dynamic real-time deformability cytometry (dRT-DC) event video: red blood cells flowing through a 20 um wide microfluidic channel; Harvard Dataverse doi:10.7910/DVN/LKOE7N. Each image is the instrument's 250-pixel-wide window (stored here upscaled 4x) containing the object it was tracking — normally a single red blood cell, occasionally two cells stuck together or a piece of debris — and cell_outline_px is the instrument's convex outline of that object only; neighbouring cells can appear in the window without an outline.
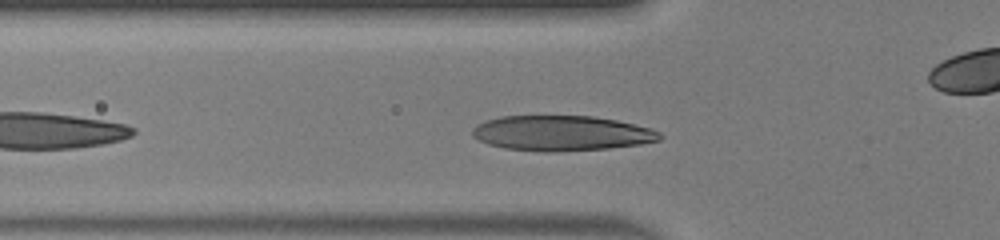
{"species": "human", "species_latin": "Homo sapiens", "temperature_condition": "warm", "stored_images_in_passage": 35, "camera_frame_rate_fps": 3000, "um_per_image_px": 0.085, "donor": {"sex": "male"}, "frame": {"image": 1, "passage_image": 5, "time_ms": 1.333, "image_size_px": [1000, 240], "cell_outline_px": [[664, 136], [660, 140], [640, 144], [608, 148], [552, 152], [548, 152], [504, 148], [488, 144], [472, 136], [472, 128], [476, 124], [500, 116], [592, 116], [616, 120], [652, 128], [660, 132]], "centroid_in_image_um": [47.74, 11.32], "position_along_channel_um": 78.1, "area_um2": 38.44}}
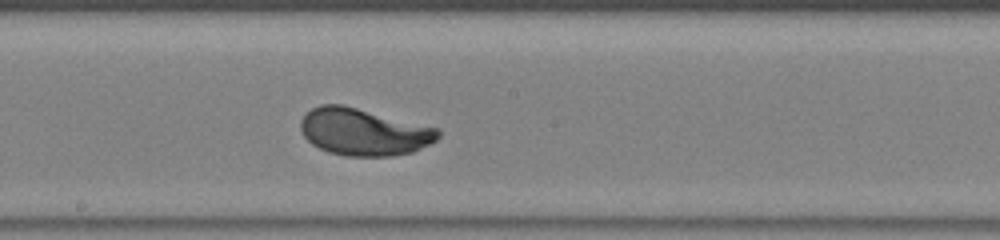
{"frame": {"image": 2, "passage_image": 15, "time_ms": 4.667, "image_size_px": [1000, 240], "cell_outline_px": [[440, 136], [436, 140], [412, 152], [392, 156], [344, 156], [328, 152], [312, 144], [304, 136], [300, 128], [300, 120], [312, 108], [320, 104], [344, 104], [440, 128]], "centroid_in_image_um": [30.92, 11.2], "position_along_channel_um": 217.3, "area_um2": 37.97}}
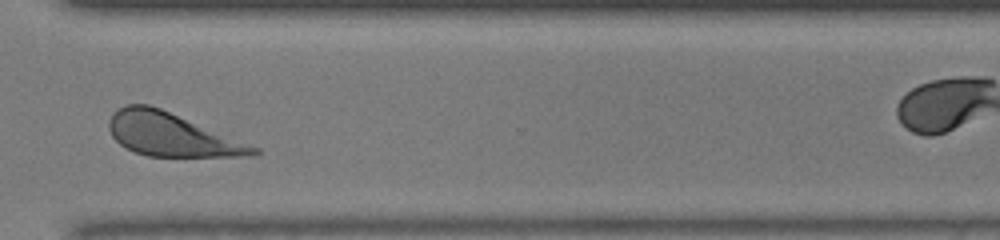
{"frame": {"image": 3, "passage_image": 25, "time_ms": 8.0, "image_size_px": [1000, 240], "cell_outline_px": [[260, 152], [256, 156], [148, 156], [124, 148], [112, 136], [108, 128], [108, 120], [120, 108], [128, 104], [148, 104], [160, 108], [260, 148]], "centroid_in_image_um": [14.57, 11.45], "position_along_channel_um": 356.0, "area_um2": 35.95}, "authors_computed_cell_mechanics": {"area_um2": 37.0498, "velocity_mm_per_s": 4.1616, "shape_relaxation_time_tau1_ms": 2.1498, "shape_relaxation_time_tau2_ms": null, "deformation_change_tau1": 0.1917, "deformation_change_tau2": null}}